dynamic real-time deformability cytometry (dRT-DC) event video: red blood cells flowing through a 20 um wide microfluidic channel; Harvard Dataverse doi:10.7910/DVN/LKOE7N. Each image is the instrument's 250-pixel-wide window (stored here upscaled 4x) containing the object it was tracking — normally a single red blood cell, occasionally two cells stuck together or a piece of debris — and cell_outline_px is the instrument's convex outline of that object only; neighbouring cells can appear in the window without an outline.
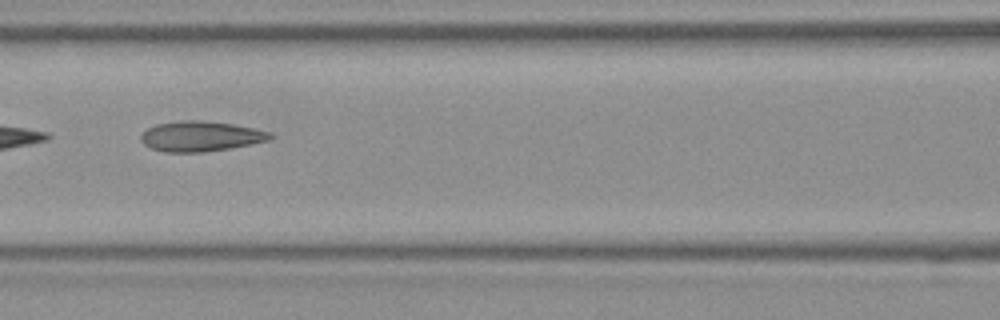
{"species": "Egyptian fruit bat (a non-hibernating species)", "species_latin": "Rousettus aegyptiacus", "temperature_condition": "room temperature", "stored_images_in_passage": 10, "camera_frame_rate_fps": 3000, "um_per_image_px": 0.085, "frame": {"image": 1, "passage_image": 6, "time_ms": 1.667, "image_size_px": [1000, 320], "cell_outline_px": [[276, 136], [268, 140], [228, 148], [204, 152], [164, 152], [152, 148], [144, 144], [140, 140], [140, 136], [148, 128], [156, 124], [180, 120], [200, 120], [232, 124], [272, 132]], "centroid_in_image_um": [17.04, 11.58], "position_along_channel_um": 149.6, "area_um2": 22.6}}
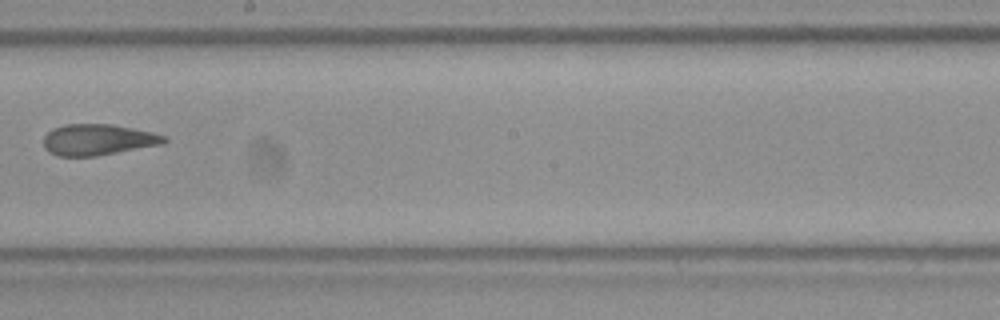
{"frame": {"image": 2, "passage_image": 8, "time_ms": 2.333, "image_size_px": [1000, 320], "cell_outline_px": [[168, 140], [164, 144], [96, 156], [56, 156], [48, 152], [44, 148], [44, 136], [52, 128], [64, 124], [112, 124], [152, 132], [164, 136]], "centroid_in_image_um": [8.3, 11.87], "position_along_channel_um": 239.9, "area_um2": 21.96}}
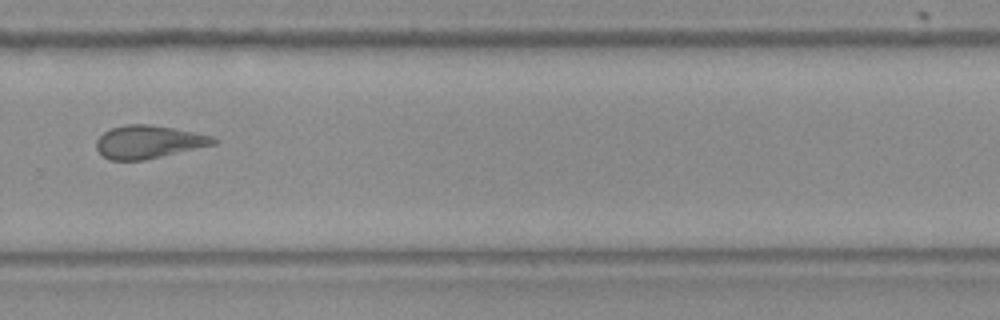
{"frame": {"image": 3, "passage_image": 10, "time_ms": 3.0, "image_size_px": [1000, 320], "cell_outline_px": [[216, 144], [144, 160], [108, 160], [96, 148], [96, 140], [104, 132], [112, 128], [124, 124], [148, 124], [172, 128], [212, 136], [216, 140]], "centroid_in_image_um": [12.59, 12.06], "position_along_channel_um": 317.2, "area_um2": 22.25}}